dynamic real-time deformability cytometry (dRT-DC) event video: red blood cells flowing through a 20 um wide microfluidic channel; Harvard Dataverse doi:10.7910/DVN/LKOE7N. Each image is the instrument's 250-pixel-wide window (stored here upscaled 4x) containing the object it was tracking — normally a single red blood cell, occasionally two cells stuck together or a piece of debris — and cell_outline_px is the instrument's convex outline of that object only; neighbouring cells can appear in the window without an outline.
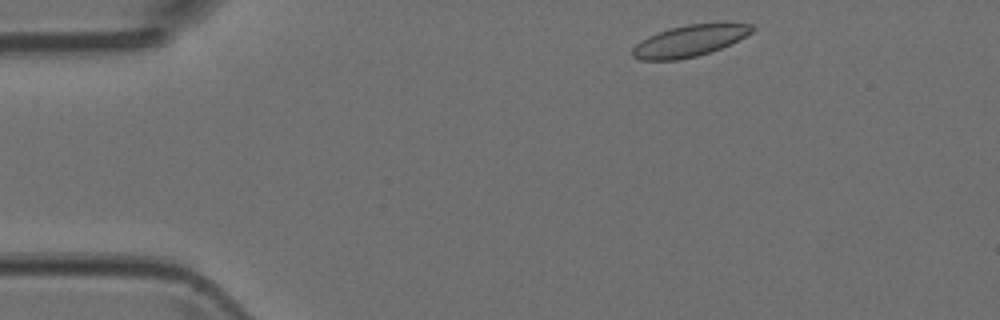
{"species": "Egyptian fruit bat (a non-hibernating species)", "species_latin": "Rousettus aegyptiacus", "temperature_condition": "room temperature", "stored_images_in_passage": 8, "camera_frame_rate_fps": 3000, "um_per_image_px": 0.085, "animal": {"sex": "female"}, "frame": {"image": 1, "passage_image": 2, "time_ms": 0.333, "image_size_px": [1000, 320], "cell_outline_px": [[756, 28], [752, 32], [720, 48], [696, 56], [676, 60], [640, 60], [632, 56], [632, 48], [640, 40], [648, 36], [668, 28], [688, 24], [752, 24]], "centroid_in_image_um": [58.53, 3.48], "position_along_channel_um": 26.5, "area_um2": 21.5}}